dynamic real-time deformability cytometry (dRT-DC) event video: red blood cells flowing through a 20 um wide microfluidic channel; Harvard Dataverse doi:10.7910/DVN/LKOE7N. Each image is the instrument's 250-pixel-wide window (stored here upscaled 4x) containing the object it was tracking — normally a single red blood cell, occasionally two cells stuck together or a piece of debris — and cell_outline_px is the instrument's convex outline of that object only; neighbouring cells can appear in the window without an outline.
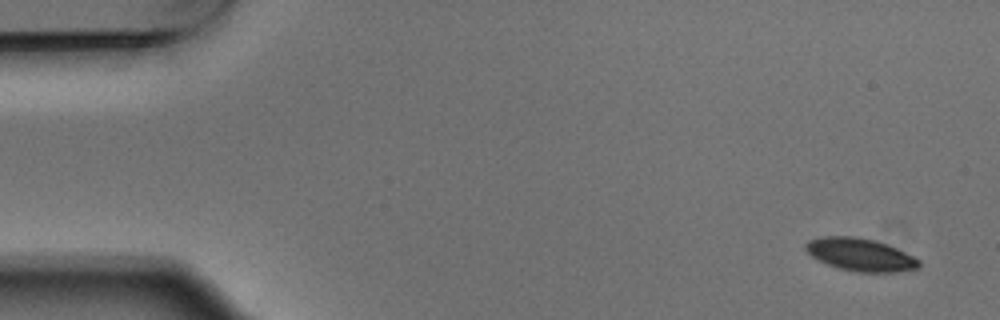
{"species": "Egyptian fruit bat (a non-hibernating species)", "species_latin": "Rousettus aegyptiacus", "temperature_condition": "warm", "stored_images_in_passage": 6, "camera_frame_rate_fps": 3000, "um_per_image_px": 0.085, "animal": {"sex": "male"}, "frame": {"image": 1, "passage_image": 1, "time_ms": 0.0, "image_size_px": [1000, 320], "cell_outline_px": [[920, 264], [916, 268], [892, 272], [852, 272], [828, 264], [812, 256], [804, 248], [804, 244], [808, 240], [820, 236], [852, 236], [872, 240], [896, 248], [920, 260]], "centroid_in_image_um": [73.07, 21.64], "position_along_channel_um": 11.9, "area_um2": 21.27}}
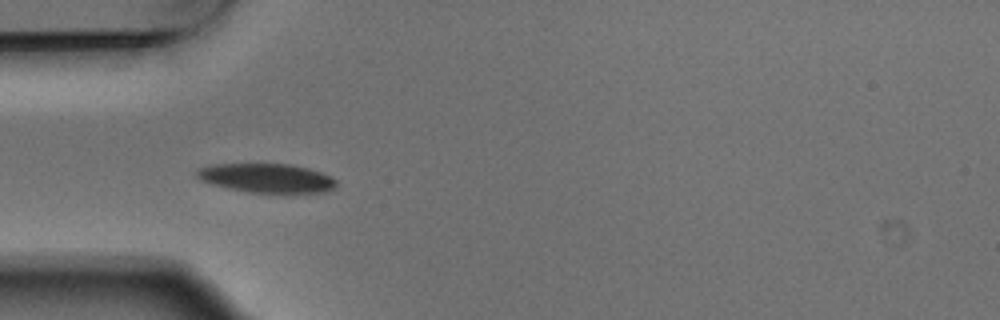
{"frame": {"image": 2, "passage_image": 5, "time_ms": 1.333, "image_size_px": [1000, 320], "cell_outline_px": [[336, 184], [332, 188], [324, 192], [252, 192], [228, 188], [212, 184], [200, 180], [196, 176], [196, 168], [212, 164], [292, 164], [308, 168], [320, 172], [336, 180]], "centroid_in_image_um": [22.6, 15.12], "position_along_channel_um": 62.4, "area_um2": 23.35}}
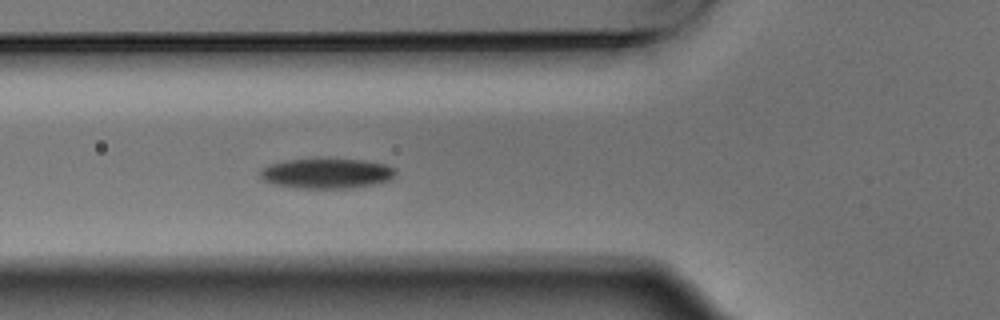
{"frame": {"image": 3, "passage_image": 6, "time_ms": 1.667, "image_size_px": [1000, 320], "cell_outline_px": [[396, 176], [392, 180], [380, 184], [352, 188], [296, 188], [276, 184], [264, 180], [260, 176], [260, 172], [268, 164], [284, 160], [320, 156], [364, 160], [384, 164], [396, 168]], "centroid_in_image_um": [27.83, 14.7], "position_along_channel_um": 98.0, "area_um2": 24.85}}